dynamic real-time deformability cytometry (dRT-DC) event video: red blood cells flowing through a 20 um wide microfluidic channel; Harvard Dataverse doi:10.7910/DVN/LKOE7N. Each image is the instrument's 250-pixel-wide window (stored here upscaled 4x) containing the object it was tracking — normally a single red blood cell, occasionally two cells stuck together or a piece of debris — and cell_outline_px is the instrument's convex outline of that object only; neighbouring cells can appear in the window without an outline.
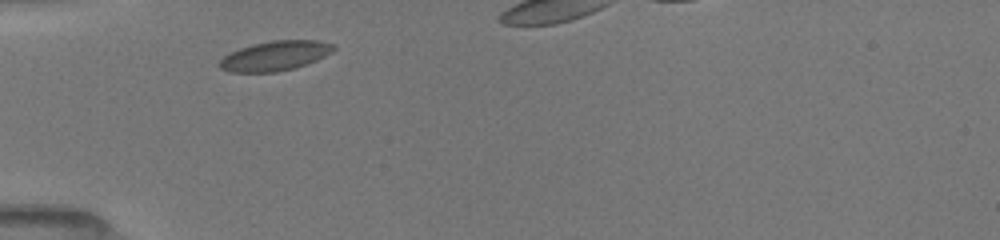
{"species": "common noctule bat (a hibernating species)", "species_latin": "Nyctalus noctula", "temperature_condition": "room temperature", "stored_images_in_passage": 4, "camera_frame_rate_fps": 3000, "um_per_image_px": 0.085, "animal": {"sex": "female", "body_mass_g": 19.5, "forearm_length_mm": 54.1}, "frame": {"image": 1, "passage_image": 1, "time_ms": 0.0, "image_size_px": [1000, 240], "cell_outline_px": [[336, 48], [332, 52], [316, 60], [296, 68], [276, 72], [228, 72], [220, 68], [220, 60], [224, 56], [240, 48], [252, 44], [272, 40], [316, 40], [332, 44]], "centroid_in_image_um": [23.38, 4.75], "position_along_channel_um": 61.6, "area_um2": 19.65}}
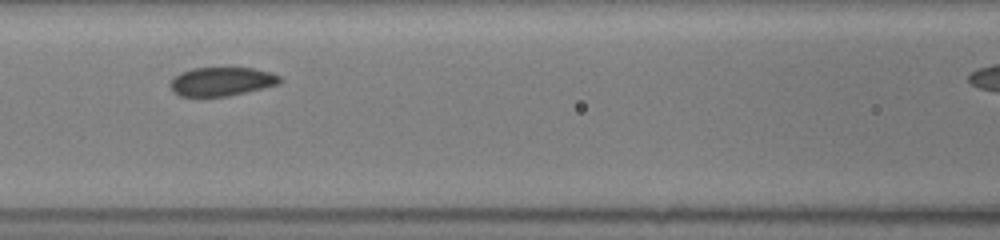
{"frame": {"image": 2, "passage_image": 3, "time_ms": 2.333, "image_size_px": [1000, 240], "cell_outline_px": [[280, 84], [264, 88], [228, 96], [200, 100], [180, 96], [172, 92], [168, 84], [180, 72], [192, 68], [252, 68], [272, 72], [280, 76]], "centroid_in_image_um": [18.77, 6.98], "position_along_channel_um": 147.8, "area_um2": 19.13}}